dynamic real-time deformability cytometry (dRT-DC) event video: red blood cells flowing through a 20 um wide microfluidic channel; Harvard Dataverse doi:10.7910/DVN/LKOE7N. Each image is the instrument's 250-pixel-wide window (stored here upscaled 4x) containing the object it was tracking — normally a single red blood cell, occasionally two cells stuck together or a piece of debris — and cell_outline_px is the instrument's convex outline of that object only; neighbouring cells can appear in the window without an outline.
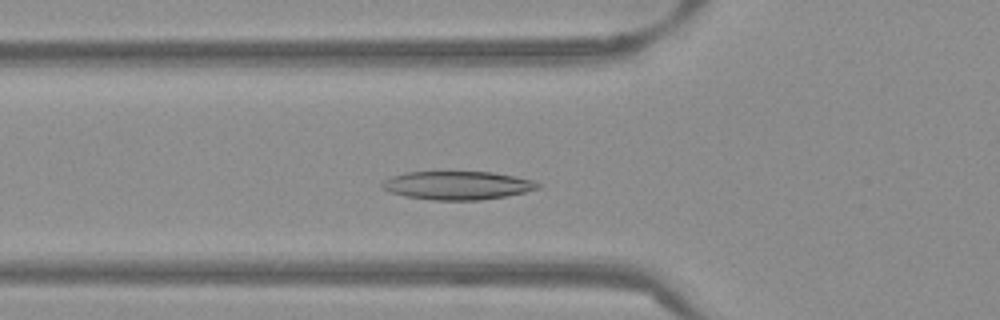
{"species": "Egyptian fruit bat (a non-hibernating species)", "species_latin": "Rousettus aegyptiacus", "temperature_condition": "warm", "stored_images_in_passage": 47, "camera_frame_rate_fps": 3000, "um_per_image_px": 0.085, "frame": {"image": 1, "passage_image": 13, "time_ms": 4.0, "image_size_px": [1000, 320], "cell_outline_px": [[544, 184], [540, 188], [524, 192], [504, 196], [480, 200], [432, 200], [404, 196], [388, 192], [380, 188], [380, 184], [384, 180], [392, 176], [404, 172], [448, 168], [492, 172], [516, 176], [532, 180]], "centroid_in_image_um": [38.82, 15.7], "position_along_channel_um": 87.0, "area_um2": 27.28}}
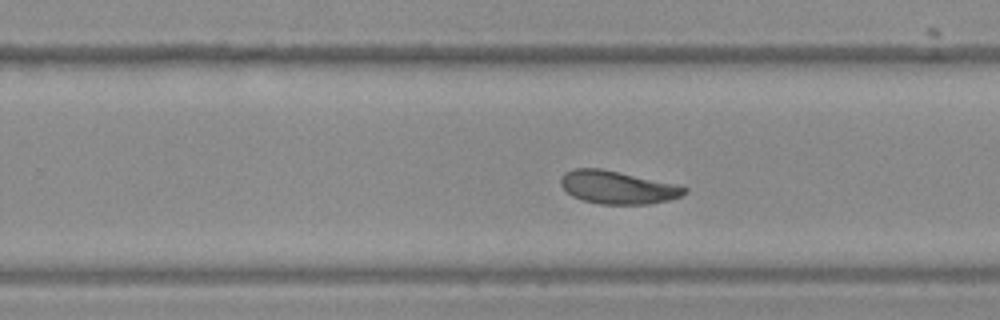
{"frame": {"image": 2, "passage_image": 28, "time_ms": 9.0, "image_size_px": [1000, 320], "cell_outline_px": [[688, 192], [680, 196], [668, 200], [648, 204], [600, 204], [580, 200], [572, 196], [560, 184], [560, 176], [564, 172], [572, 168], [600, 168], [680, 184], [688, 188]], "centroid_in_image_um": [52.5, 15.91], "position_along_channel_um": 277.3, "area_um2": 24.1}}
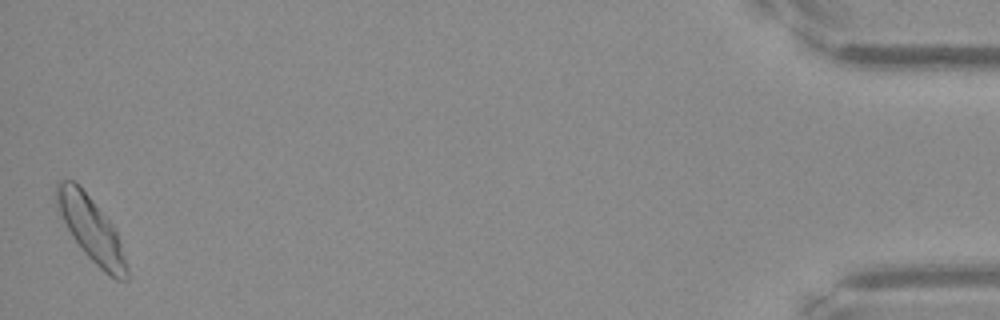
{"frame": {"image": 3, "passage_image": 47, "time_ms": 15.333, "image_size_px": [1000, 320], "cell_outline_px": [[128, 280], [116, 280], [108, 276], [80, 248], [72, 236], [56, 204], [56, 184], [60, 180], [72, 180], [92, 200], [112, 224], [120, 240], [128, 268]], "centroid_in_image_um": [7.78, 19.53], "position_along_channel_um": 427.4, "area_um2": 25.72}, "authors_computed_cell_mechanics": {"area_um2": 24.3916, "velocity_mm_per_s": 3.7955, "shape_relaxation_time_tau1_ms": 4.0113, "shape_relaxation_time_tau2_ms": 2.7087, "deformation_change_tau1": 0.1331, "deformation_change_tau2": 0.0913}}